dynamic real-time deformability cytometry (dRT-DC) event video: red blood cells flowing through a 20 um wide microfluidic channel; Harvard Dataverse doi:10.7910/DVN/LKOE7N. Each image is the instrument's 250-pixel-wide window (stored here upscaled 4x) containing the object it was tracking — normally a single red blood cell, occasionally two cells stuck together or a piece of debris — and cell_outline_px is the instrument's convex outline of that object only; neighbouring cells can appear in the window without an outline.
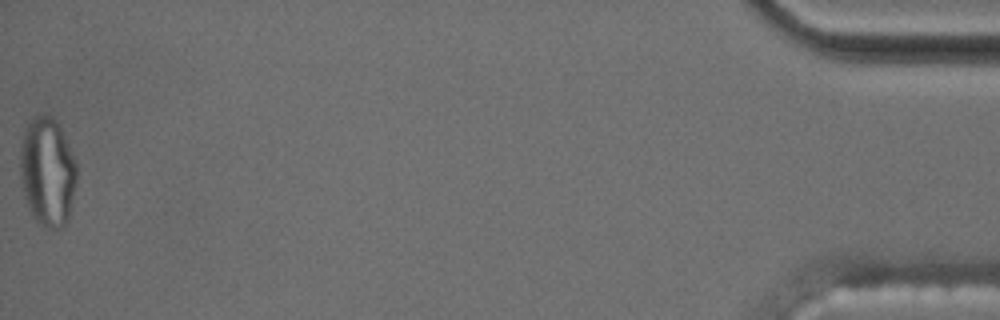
{"species": "common noctule bat (a hibernating species)", "species_latin": "Nyctalus noctula", "temperature_condition": "cold", "stored_images_in_passage": 42, "camera_frame_rate_fps": 3000, "um_per_image_px": 0.085, "animal": {"sex": "male", "body_mass_g": 17.5, "forearm_length_mm": 52.3}, "frame": {"image": 1, "passage_image": 42, "time_ms": 13.667, "image_size_px": [1000, 320], "cell_outline_px": [[76, 180], [68, 216], [64, 224], [60, 228], [44, 228], [36, 224], [32, 216], [24, 196], [20, 172], [20, 152], [24, 128], [36, 116], [52, 116], [56, 120], [76, 160]], "centroid_in_image_um": [4.01, 14.63], "position_along_channel_um": 431.2, "area_um2": 35.66}, "authors_computed_cell_mechanics": {"area_um2": 20.9236, "velocity_mm_per_s": 3.5498, "shape_relaxation_time_tau1_ms": null, "shape_relaxation_time_tau2_ms": 1.871, "deformation_change_tau1": null, "deformation_change_tau2": 0.091}}